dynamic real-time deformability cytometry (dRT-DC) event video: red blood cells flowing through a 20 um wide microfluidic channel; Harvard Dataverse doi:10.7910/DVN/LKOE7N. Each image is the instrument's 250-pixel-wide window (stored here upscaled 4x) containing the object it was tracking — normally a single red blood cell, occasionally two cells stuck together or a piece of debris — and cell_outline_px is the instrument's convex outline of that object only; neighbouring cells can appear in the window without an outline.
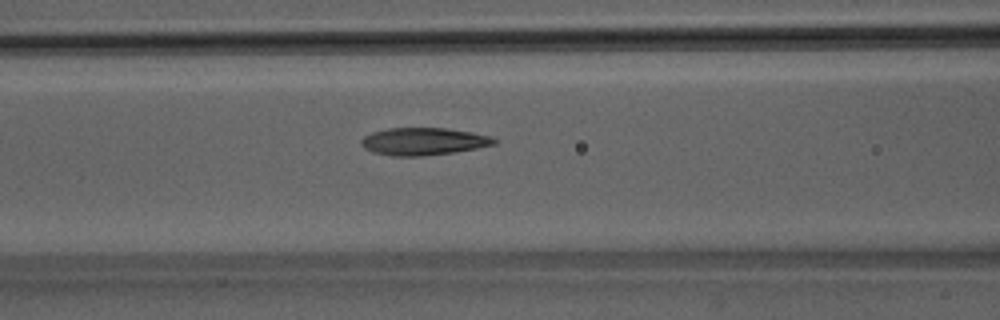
{"species": "Egyptian fruit bat (a non-hibernating species)", "species_latin": "Rousettus aegyptiacus", "temperature_condition": "room temperature", "stored_images_in_passage": 40, "camera_frame_rate_fps": 3000, "um_per_image_px": 0.085, "animal": {"sex": "male"}, "frame": {"image": 1, "passage_image": 11, "time_ms": 3.333, "image_size_px": [1000, 320], "cell_outline_px": [[496, 144], [476, 148], [452, 152], [420, 156], [392, 156], [372, 152], [364, 148], [360, 144], [360, 140], [364, 136], [372, 132], [388, 128], [448, 128], [472, 132], [492, 136], [496, 140]], "centroid_in_image_um": [35.97, 12.01], "position_along_channel_um": 130.6, "area_um2": 21.27}}
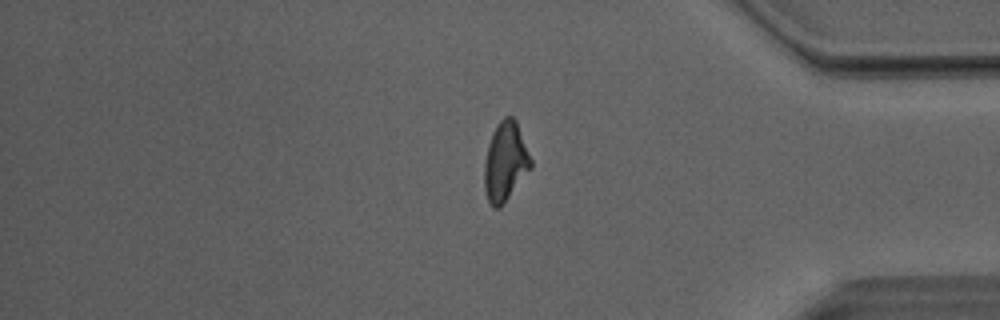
{"frame": {"image": 2, "passage_image": 32, "time_ms": 10.333, "image_size_px": [1000, 320], "cell_outline_px": [[532, 168], [504, 204], [500, 208], [492, 208], [488, 204], [484, 188], [484, 164], [488, 144], [492, 132], [496, 124], [504, 116], [512, 116], [516, 120], [532, 160]], "centroid_in_image_um": [42.95, 13.77], "position_along_channel_um": 392.3, "area_um2": 21.85}}
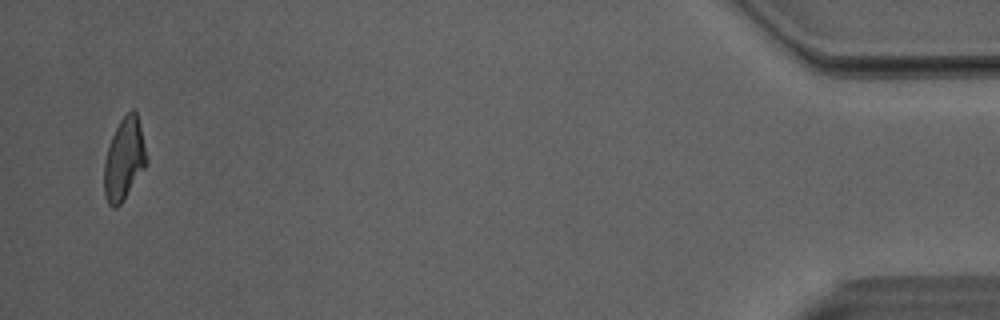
{"frame": {"image": 3, "passage_image": 39, "time_ms": 12.667, "image_size_px": [1000, 320], "cell_outline_px": [[148, 164], [120, 204], [116, 208], [112, 208], [108, 204], [104, 196], [104, 160], [112, 136], [120, 120], [132, 108], [136, 112], [148, 156]], "centroid_in_image_um": [10.56, 13.55], "position_along_channel_um": 424.6, "area_um2": 20.29}, "authors_computed_cell_mechanics": {"area_um2": 21.0392, "velocity_mm_per_s": 4.0698, "shape_relaxation_time_tau1_ms": 10.6012, "shape_relaxation_time_tau2_ms": 2.5806, "deformation_change_tau1": 0.2957, "deformation_change_tau2": 0.1177}}